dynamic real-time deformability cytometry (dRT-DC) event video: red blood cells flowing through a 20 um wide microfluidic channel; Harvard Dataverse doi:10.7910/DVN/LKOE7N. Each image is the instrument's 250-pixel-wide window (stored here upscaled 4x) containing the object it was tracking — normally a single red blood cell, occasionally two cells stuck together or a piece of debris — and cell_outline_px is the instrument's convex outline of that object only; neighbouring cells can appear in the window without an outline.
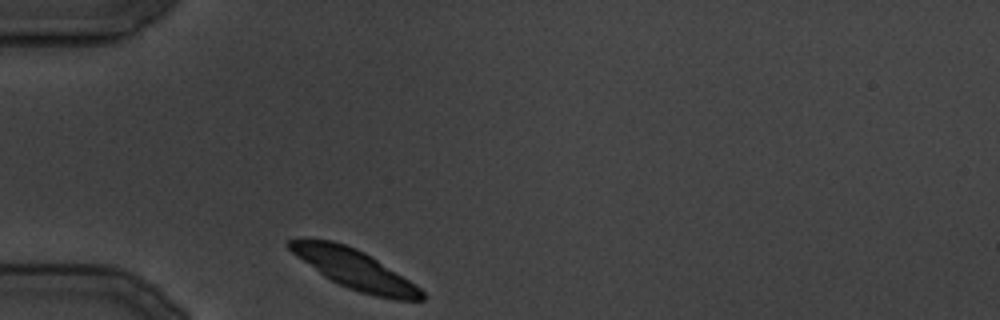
{"species": "common noctule bat (a hibernating species)", "species_latin": "Nyctalus noctula", "temperature_condition": "cold", "stored_images_in_passage": 21, "camera_frame_rate_fps": 3000, "um_per_image_px": 0.085, "animal": {"sex": "male", "body_mass_g": 19.5, "forearm_length_mm": 54.6}, "frame": {"image": 1, "passage_image": 1, "time_ms": 0.0, "image_size_px": [1000, 320], "cell_outline_px": [[424, 300], [396, 300], [376, 296], [360, 292], [348, 288], [324, 276], [296, 256], [284, 244], [288, 240], [300, 236], [304, 236], [332, 240], [356, 248], [364, 252], [408, 280], [420, 288], [424, 292]], "centroid_in_image_um": [30.04, 22.84], "position_along_channel_um": 55.0, "area_um2": 30.35}}